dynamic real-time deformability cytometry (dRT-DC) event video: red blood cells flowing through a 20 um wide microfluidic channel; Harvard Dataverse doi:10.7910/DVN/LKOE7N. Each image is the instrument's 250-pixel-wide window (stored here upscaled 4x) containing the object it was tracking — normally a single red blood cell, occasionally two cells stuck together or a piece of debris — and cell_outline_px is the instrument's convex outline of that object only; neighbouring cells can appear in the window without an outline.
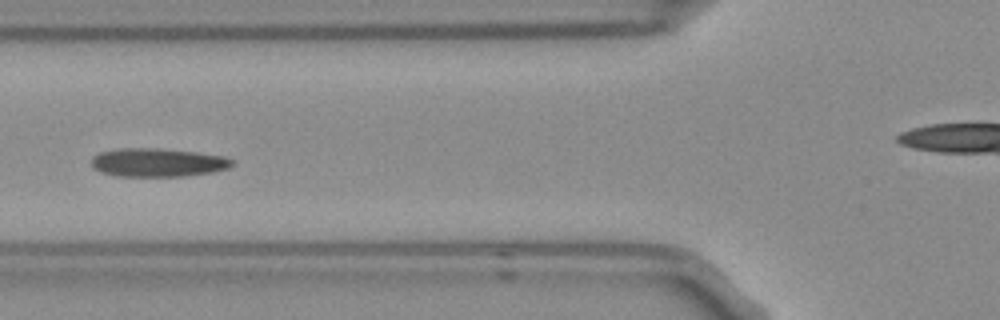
{"species": "Egyptian fruit bat (a non-hibernating species)", "species_latin": "Rousettus aegyptiacus", "temperature_condition": "room temperature", "stored_images_in_passage": 6, "camera_frame_rate_fps": 3000, "um_per_image_px": 0.085, "frame": {"image": 1, "passage_image": 4, "time_ms": 1.0, "image_size_px": [1000, 320], "cell_outline_px": [[236, 164], [228, 168], [212, 172], [184, 176], [116, 176], [100, 172], [92, 168], [92, 156], [100, 152], [120, 148], [156, 148], [196, 152], [224, 156], [232, 160]], "centroid_in_image_um": [13.39, 13.81], "position_along_channel_um": 112.4, "area_um2": 23.47}}